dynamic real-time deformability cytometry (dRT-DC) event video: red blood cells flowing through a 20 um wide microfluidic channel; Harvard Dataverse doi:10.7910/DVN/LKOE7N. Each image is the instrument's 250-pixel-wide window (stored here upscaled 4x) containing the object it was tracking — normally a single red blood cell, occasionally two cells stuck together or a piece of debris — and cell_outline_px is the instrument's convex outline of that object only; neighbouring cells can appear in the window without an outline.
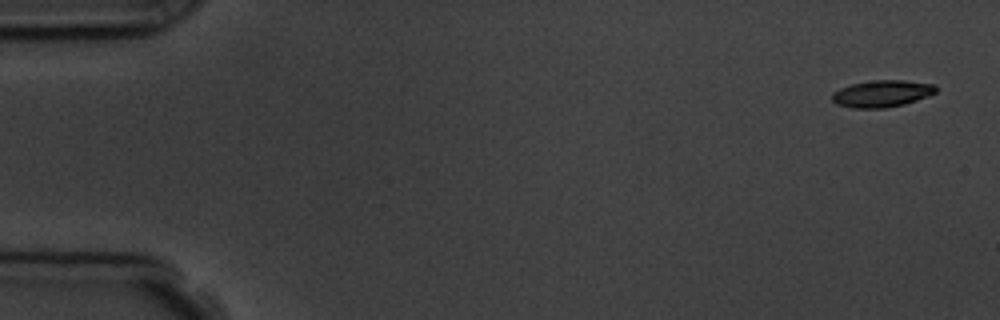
{"species": "common noctule bat (a hibernating species)", "species_latin": "Nyctalus noctula", "temperature_condition": "room temperature", "stored_images_in_passage": 5, "camera_frame_rate_fps": 3000, "um_per_image_px": 0.085, "animal": {"sex": "male", "body_mass_g": 19.5, "forearm_length_mm": 54.6}, "frame": {"image": 1, "passage_image": 1, "time_ms": 0.0, "image_size_px": [1000, 320], "cell_outline_px": [[936, 92], [928, 96], [904, 104], [884, 108], [852, 108], [836, 104], [832, 100], [832, 92], [840, 88], [852, 84], [876, 80], [904, 80], [936, 84]], "centroid_in_image_um": [74.96, 7.96], "position_along_channel_um": 10.0, "area_um2": 16.24}}
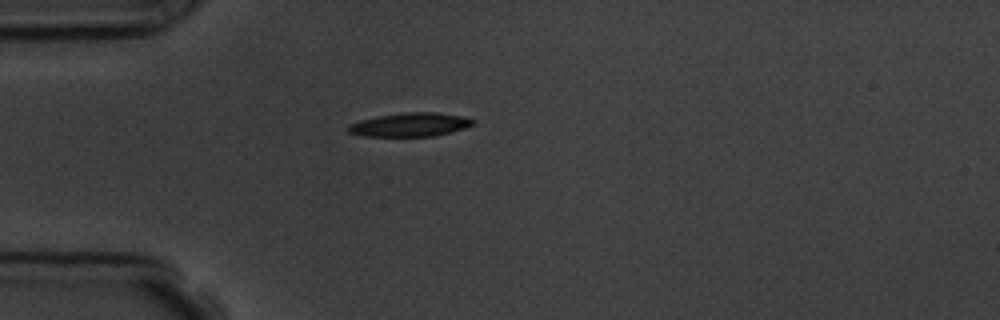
{"frame": {"image": 2, "passage_image": 5, "time_ms": 4.333, "image_size_px": [1000, 320], "cell_outline_px": [[476, 124], [464, 128], [432, 136], [364, 136], [348, 132], [348, 124], [360, 120], [380, 116], [404, 112], [436, 112], [460, 116], [476, 120]], "centroid_in_image_um": [34.86, 10.59], "position_along_channel_um": 50.1, "area_um2": 17.05}}